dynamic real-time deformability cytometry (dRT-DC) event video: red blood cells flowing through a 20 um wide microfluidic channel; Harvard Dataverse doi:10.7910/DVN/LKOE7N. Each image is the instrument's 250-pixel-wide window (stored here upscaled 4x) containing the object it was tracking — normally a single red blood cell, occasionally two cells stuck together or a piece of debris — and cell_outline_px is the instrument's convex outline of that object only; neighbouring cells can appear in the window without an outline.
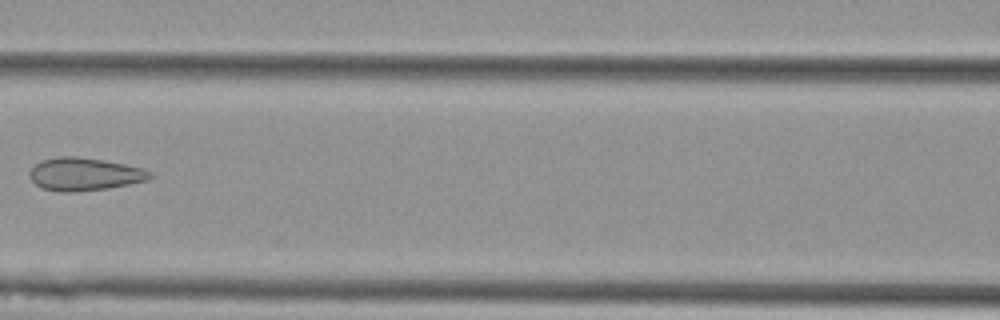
{"species": "Egyptian fruit bat (a non-hibernating species)", "species_latin": "Rousettus aegyptiacus", "temperature_condition": "cold", "stored_images_in_passage": 8, "camera_frame_rate_fps": 3000, "um_per_image_px": 0.085, "animal": {"sex": "female"}, "frame": {"image": 1, "passage_image": 7, "time_ms": 2.0, "image_size_px": [1000, 320], "cell_outline_px": [[156, 176], [148, 180], [108, 188], [72, 192], [60, 192], [40, 188], [32, 180], [28, 172], [40, 160], [60, 156], [76, 156], [104, 160], [124, 164], [140, 168], [152, 172]], "centroid_in_image_um": [7.18, 14.8], "position_along_channel_um": 159.4, "area_um2": 23.12}}
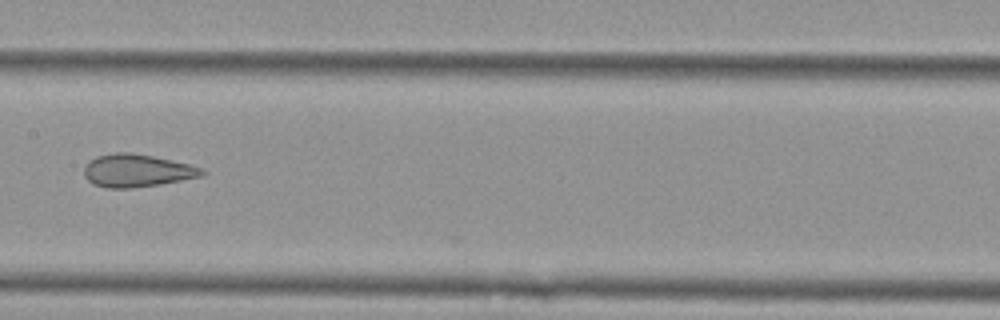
{"frame": {"image": 2, "passage_image": 8, "time_ms": 2.333, "image_size_px": [1000, 320], "cell_outline_px": [[208, 172], [204, 176], [160, 184], [132, 188], [108, 188], [92, 184], [84, 176], [84, 168], [88, 160], [96, 156], [116, 152], [128, 152], [152, 156], [172, 160], [204, 168]], "centroid_in_image_um": [11.65, 14.5], "position_along_channel_um": 195.8, "area_um2": 22.72}}